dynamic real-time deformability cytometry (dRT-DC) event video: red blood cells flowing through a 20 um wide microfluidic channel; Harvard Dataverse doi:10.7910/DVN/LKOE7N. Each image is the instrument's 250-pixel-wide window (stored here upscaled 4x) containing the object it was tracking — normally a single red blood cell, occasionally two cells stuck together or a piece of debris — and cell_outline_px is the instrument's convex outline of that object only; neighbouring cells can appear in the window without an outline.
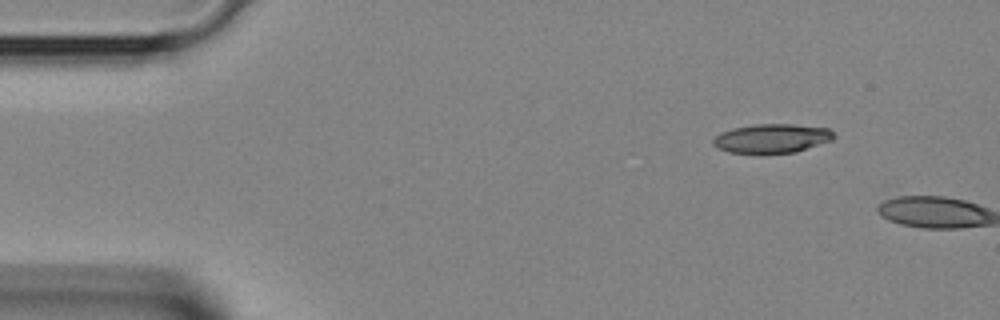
{"species": "Egyptian fruit bat (a non-hibernating species)", "species_latin": "Rousettus aegyptiacus", "temperature_condition": "room temperature", "stored_images_in_passage": 2, "camera_frame_rate_fps": 3000, "um_per_image_px": 0.085, "animal": {"sex": "female"}, "frame": {"image": 1, "passage_image": 1, "time_ms": 0.0, "image_size_px": [1000, 320], "cell_outline_px": [[836, 136], [832, 140], [796, 152], [728, 152], [712, 144], [712, 140], [720, 132], [732, 128], [756, 124], [792, 124], [828, 128]], "centroid_in_image_um": [65.62, 11.74], "position_along_channel_um": 19.4, "area_um2": 20.11}}